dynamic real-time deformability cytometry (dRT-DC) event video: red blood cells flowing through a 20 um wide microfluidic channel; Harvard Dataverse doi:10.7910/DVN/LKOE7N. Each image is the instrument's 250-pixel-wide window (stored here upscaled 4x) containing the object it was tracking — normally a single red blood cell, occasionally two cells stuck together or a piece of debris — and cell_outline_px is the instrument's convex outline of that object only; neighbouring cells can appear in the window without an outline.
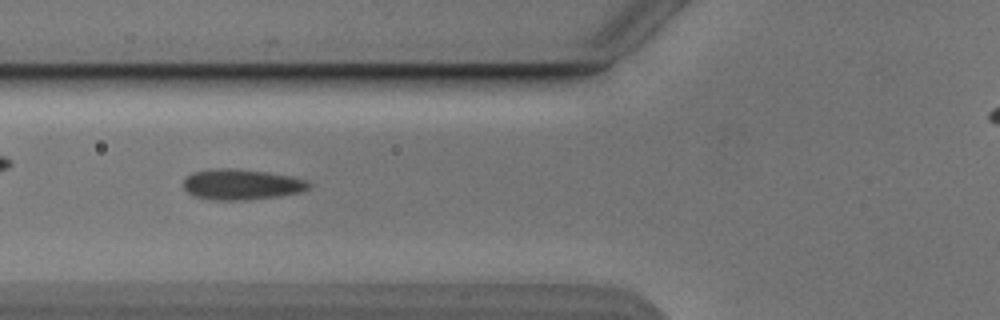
{"species": "Egyptian fruit bat (a non-hibernating species)", "species_latin": "Rousettus aegyptiacus", "temperature_condition": "cold", "stored_images_in_passage": 41, "camera_frame_rate_fps": 3000, "um_per_image_px": 0.085, "animal": {"sex": "male"}, "frame": {"image": 1, "passage_image": 12, "time_ms": 3.667, "image_size_px": [1000, 320], "cell_outline_px": [[312, 184], [308, 188], [300, 192], [280, 196], [248, 200], [212, 200], [192, 196], [184, 188], [184, 180], [192, 172], [212, 168], [236, 168], [292, 176], [308, 180]], "centroid_in_image_um": [20.53, 15.68], "position_along_channel_um": 105.3, "area_um2": 22.6}}
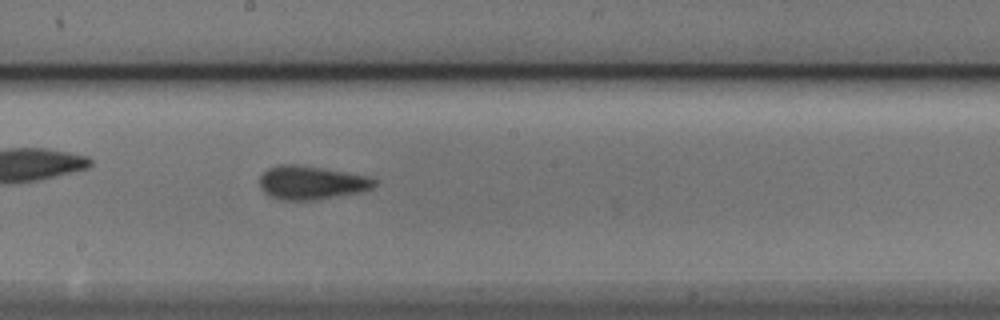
{"frame": {"image": 2, "passage_image": 21, "time_ms": 6.667, "image_size_px": [1000, 320], "cell_outline_px": [[376, 184], [372, 188], [360, 192], [316, 200], [280, 200], [268, 196], [260, 188], [260, 176], [268, 168], [280, 164], [296, 164], [344, 172], [364, 176], [376, 180]], "centroid_in_image_um": [26.41, 15.54], "position_along_channel_um": 221.8, "area_um2": 22.31}}
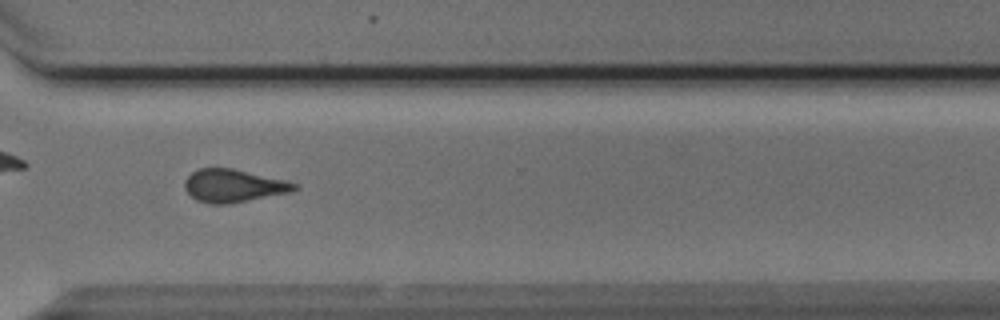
{"frame": {"image": 3, "passage_image": 31, "time_ms": 10.0, "image_size_px": [1000, 320], "cell_outline_px": [[300, 188], [292, 192], [228, 204], [208, 204], [196, 200], [184, 188], [184, 180], [192, 172], [200, 168], [232, 168], [284, 180], [296, 184]], "centroid_in_image_um": [19.83, 15.8], "position_along_channel_um": 350.8, "area_um2": 20.98}}